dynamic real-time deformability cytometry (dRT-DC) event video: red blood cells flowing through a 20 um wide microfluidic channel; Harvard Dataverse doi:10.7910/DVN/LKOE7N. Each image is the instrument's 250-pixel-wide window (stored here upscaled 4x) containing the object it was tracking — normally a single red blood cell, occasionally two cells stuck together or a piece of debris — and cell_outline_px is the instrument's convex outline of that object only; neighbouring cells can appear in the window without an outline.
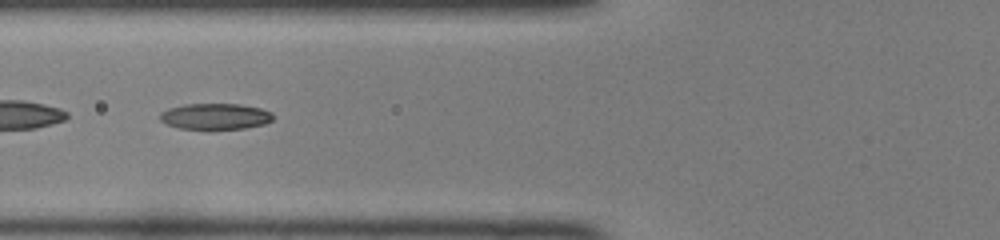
{"species": "common noctule bat (a hibernating species)", "species_latin": "Nyctalus noctula", "temperature_condition": "room temperature", "stored_images_in_passage": 35, "camera_frame_rate_fps": 3000, "um_per_image_px": 0.085, "animal": {"sex": "female", "body_mass_g": 22.0, "forearm_length_mm": 56.7}, "frame": {"image": 1, "passage_image": 6, "time_ms": 1.667, "image_size_px": [1000, 240], "cell_outline_px": [[272, 120], [264, 124], [244, 128], [212, 132], [208, 132], [180, 128], [168, 124], [160, 120], [160, 112], [168, 108], [184, 104], [240, 104], [260, 108], [272, 112]], "centroid_in_image_um": [18.27, 9.93], "position_along_channel_um": 107.5, "area_um2": 17.86}, "authors_computed_cell_mechanics": {"area_um2": 16.9354, "velocity_mm_per_s": 4.1529, "shape_relaxation_time_tau1_ms": 11.1001, "shape_relaxation_time_tau2_ms": 1.2416, "deformation_change_tau1": 0.3462, "deformation_change_tau2": 0.0662}}